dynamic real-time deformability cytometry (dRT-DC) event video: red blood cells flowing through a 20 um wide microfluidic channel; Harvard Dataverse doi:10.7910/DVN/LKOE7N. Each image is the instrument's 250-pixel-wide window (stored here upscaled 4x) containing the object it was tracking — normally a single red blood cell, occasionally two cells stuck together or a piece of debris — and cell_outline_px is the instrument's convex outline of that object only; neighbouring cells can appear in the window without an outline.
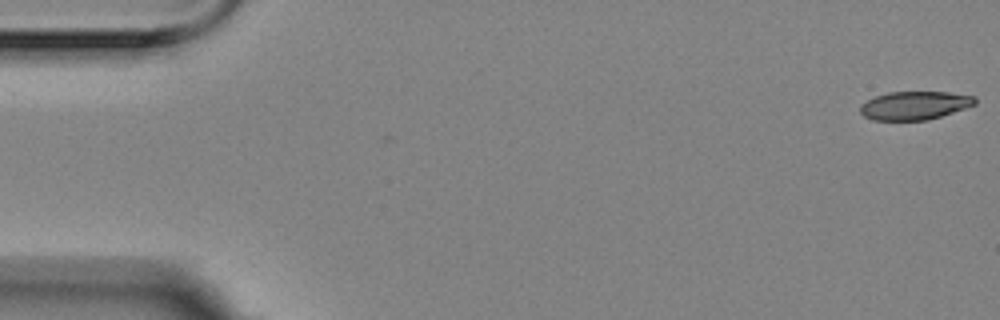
{"species": "Egyptian fruit bat (a non-hibernating species)", "species_latin": "Rousettus aegyptiacus", "temperature_condition": "room temperature", "stored_images_in_passage": 17, "camera_frame_rate_fps": 3000, "um_per_image_px": 0.085, "animal": {"sex": "female"}, "frame": {"image": 1, "passage_image": 1, "time_ms": 0.0, "image_size_px": [1000, 320], "cell_outline_px": [[976, 104], [928, 120], [872, 120], [864, 116], [860, 112], [860, 104], [876, 96], [888, 92], [948, 92], [976, 96]], "centroid_in_image_um": [77.73, 8.96], "position_along_channel_um": 7.3, "area_um2": 18.9}}
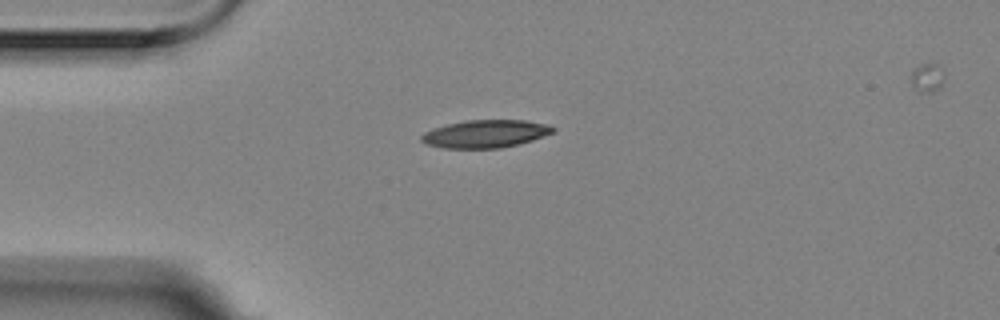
{"frame": {"image": 2, "passage_image": 14, "time_ms": 4.333, "image_size_px": [1000, 320], "cell_outline_px": [[556, 132], [532, 140], [500, 148], [444, 148], [428, 144], [420, 140], [420, 136], [424, 132], [432, 128], [448, 124], [468, 120], [524, 120], [548, 124], [556, 128]], "centroid_in_image_um": [41.28, 11.37], "position_along_channel_um": 43.7, "area_um2": 21.27}}